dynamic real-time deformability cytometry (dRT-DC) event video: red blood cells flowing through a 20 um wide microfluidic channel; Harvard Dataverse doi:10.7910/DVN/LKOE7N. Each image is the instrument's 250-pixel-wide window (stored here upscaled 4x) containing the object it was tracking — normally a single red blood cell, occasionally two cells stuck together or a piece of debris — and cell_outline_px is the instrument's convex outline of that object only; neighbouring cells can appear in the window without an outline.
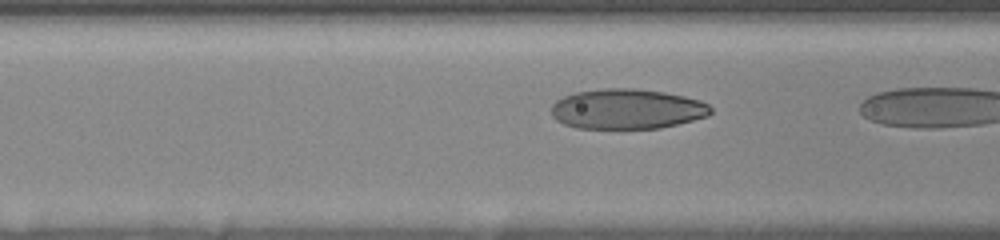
{"species": "human", "species_latin": "Homo sapiens", "temperature_condition": "room temperature", "stored_images_in_passage": 22, "camera_frame_rate_fps": 3000, "um_per_image_px": 0.085, "donor": {"sex": "female"}, "frame": {"image": 1, "passage_image": 20, "time_ms": 5.0, "image_size_px": [1000, 240], "cell_outline_px": [[712, 112], [708, 116], [660, 128], [576, 128], [564, 124], [556, 120], [552, 116], [552, 104], [556, 100], [564, 96], [576, 92], [604, 88], [636, 88], [664, 92], [684, 96], [700, 100], [708, 104], [712, 108]], "centroid_in_image_um": [53.29, 9.26], "position_along_channel_um": 113.3, "area_um2": 37.28}}